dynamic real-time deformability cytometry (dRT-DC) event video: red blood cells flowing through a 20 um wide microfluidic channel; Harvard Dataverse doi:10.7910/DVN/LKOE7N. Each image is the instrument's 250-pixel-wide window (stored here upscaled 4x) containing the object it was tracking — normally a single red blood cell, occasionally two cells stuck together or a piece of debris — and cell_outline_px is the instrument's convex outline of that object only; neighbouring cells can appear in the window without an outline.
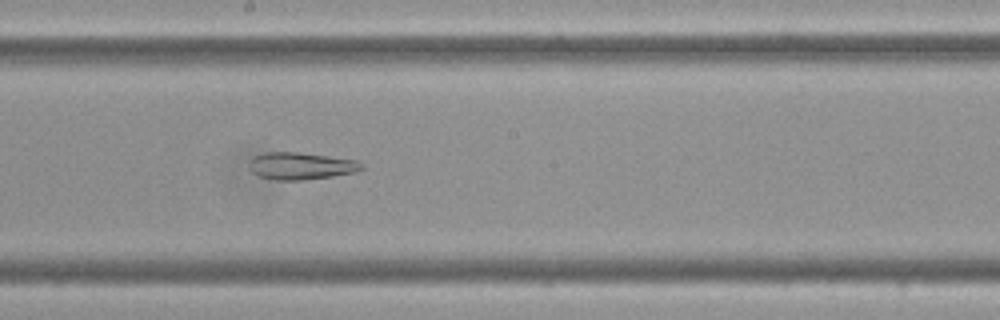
{"species": "Egyptian fruit bat (a non-hibernating species)", "species_latin": "Rousettus aegyptiacus", "temperature_condition": "cold", "stored_images_in_passage": 58, "camera_frame_rate_fps": 3000, "um_per_image_px": 0.085, "frame": {"image": 1, "passage_image": 33, "time_ms": 10.667, "image_size_px": [1000, 320], "cell_outline_px": [[364, 168], [356, 172], [332, 176], [304, 180], [276, 180], [256, 176], [252, 172], [252, 156], [264, 152], [296, 152], [328, 156], [356, 160], [364, 164]], "centroid_in_image_um": [25.6, 14.11], "position_along_channel_um": 222.6, "area_um2": 17.74}}
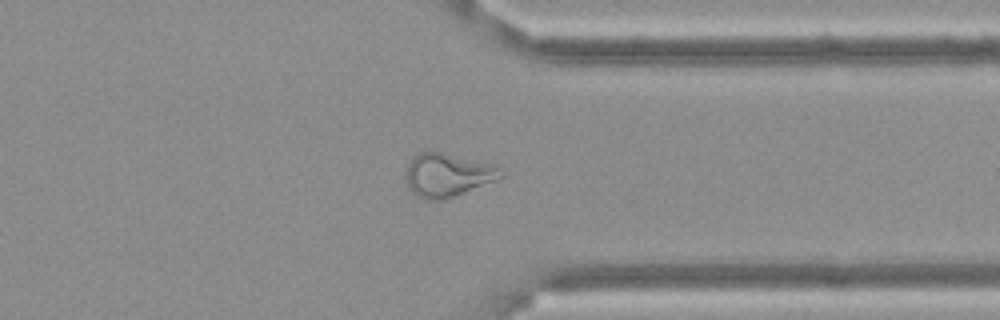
{"frame": {"image": 2, "passage_image": 46, "time_ms": 15.0, "image_size_px": [1000, 320], "cell_outline_px": [[504, 176], [496, 180], [452, 196], [440, 200], [424, 200], [416, 196], [408, 188], [408, 164], [420, 152], [440, 152], [496, 164], [504, 172]], "centroid_in_image_um": [38.09, 14.87], "position_along_channel_um": 373.3, "area_um2": 23.58}}
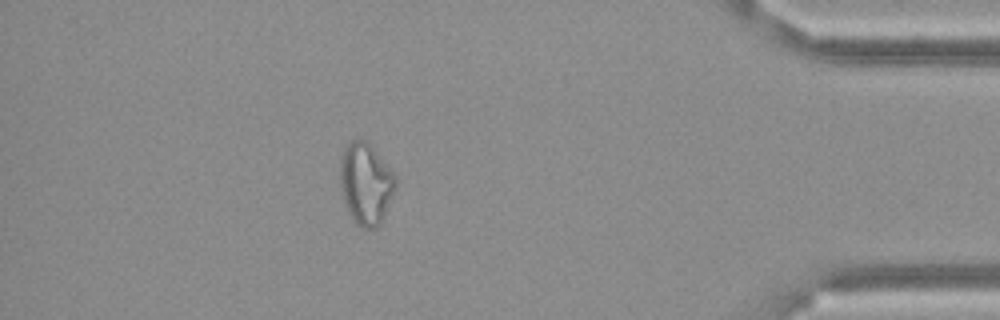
{"frame": {"image": 3, "passage_image": 52, "time_ms": 17.0, "image_size_px": [1000, 320], "cell_outline_px": [[396, 188], [384, 216], [380, 224], [376, 228], [364, 228], [356, 224], [352, 220], [344, 204], [340, 188], [340, 160], [344, 148], [352, 140], [364, 140], [396, 172]], "centroid_in_image_um": [31.1, 15.64], "position_along_channel_um": 404.1, "area_um2": 26.59}, "authors_computed_cell_mechanics": {"area_um2": 25.6343, "velocity_mm_per_s": 3.5132, "shape_relaxation_time_tau1_ms": null, "shape_relaxation_time_tau2_ms": 8.5803, "deformation_change_tau1": null, "deformation_change_tau2": 0.1456}}